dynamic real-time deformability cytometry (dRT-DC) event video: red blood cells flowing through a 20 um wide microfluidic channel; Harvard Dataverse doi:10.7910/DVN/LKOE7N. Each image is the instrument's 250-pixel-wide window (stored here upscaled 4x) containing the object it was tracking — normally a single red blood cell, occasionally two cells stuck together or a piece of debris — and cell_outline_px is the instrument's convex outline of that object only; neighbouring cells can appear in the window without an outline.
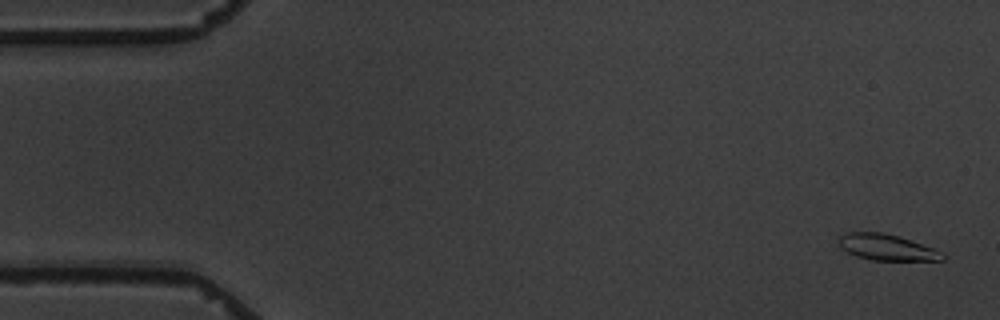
{"species": "common noctule bat (a hibernating species)", "species_latin": "Nyctalus noctula", "temperature_condition": "warm", "stored_images_in_passage": 6, "camera_frame_rate_fps": 3000, "um_per_image_px": 0.085, "animal": {"sex": "male", "body_mass_g": 19.5, "forearm_length_mm": 54.6}, "frame": {"image": 1, "passage_image": 1, "time_ms": 0.0, "image_size_px": [1000, 320], "cell_outline_px": [[944, 260], [872, 260], [856, 256], [840, 248], [840, 236], [844, 232], [880, 232], [900, 236], [944, 252]], "centroid_in_image_um": [75.38, 21.02], "position_along_channel_um": 9.6, "area_um2": 15.72}}
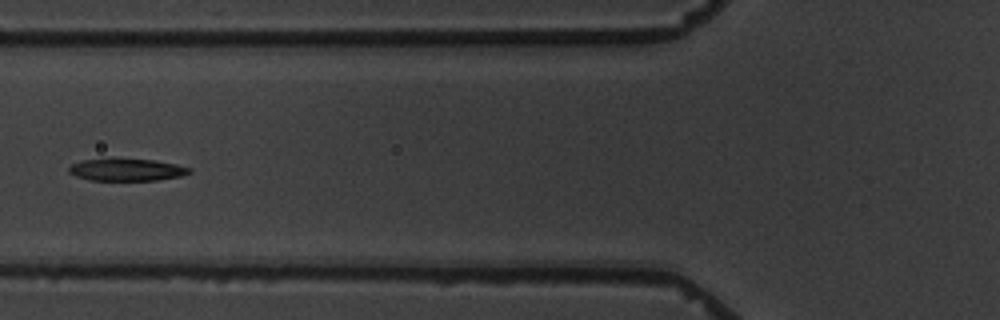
{"frame": {"image": 2, "passage_image": 6, "time_ms": 6.667, "image_size_px": [1000, 320], "cell_outline_px": [[192, 172], [180, 176], [156, 180], [88, 180], [76, 176], [68, 172], [68, 168], [72, 164], [84, 160], [112, 156], [156, 160], [176, 164], [192, 168]], "centroid_in_image_um": [10.75, 14.39], "position_along_channel_um": 115.1, "area_um2": 16.24}}